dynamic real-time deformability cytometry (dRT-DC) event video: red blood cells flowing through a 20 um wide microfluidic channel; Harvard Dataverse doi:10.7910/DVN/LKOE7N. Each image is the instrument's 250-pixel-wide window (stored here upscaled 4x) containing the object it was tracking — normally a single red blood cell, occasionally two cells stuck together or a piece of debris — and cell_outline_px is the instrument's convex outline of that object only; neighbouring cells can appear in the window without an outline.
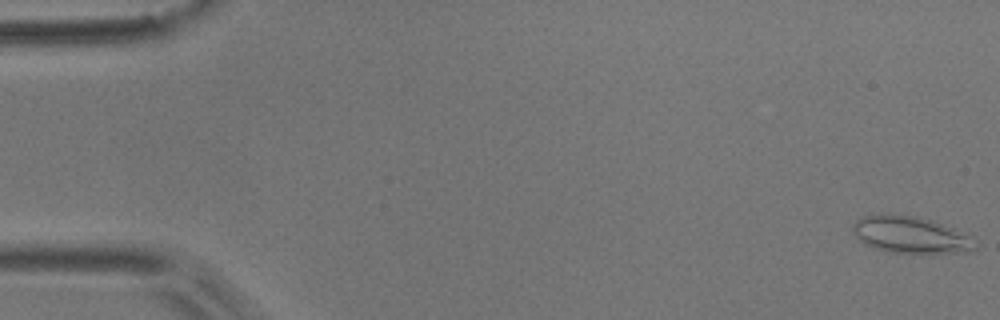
{"species": "common noctule bat (a hibernating species)", "species_latin": "Nyctalus noctula", "temperature_condition": "room temperature", "stored_images_in_passage": 55, "camera_frame_rate_fps": 3000, "um_per_image_px": 0.085, "animal": {"sex": "male", "body_mass_g": 17.9}, "frame": {"image": 1, "passage_image": 1, "time_ms": 0.0, "image_size_px": [1000, 320], "cell_outline_px": [[980, 244], [972, 252], [892, 252], [876, 248], [864, 244], [856, 236], [852, 228], [852, 224], [860, 216], [916, 216], [932, 220], [952, 228], [976, 240]], "centroid_in_image_um": [77.44, 19.98], "position_along_channel_um": 7.6, "area_um2": 25.55}}
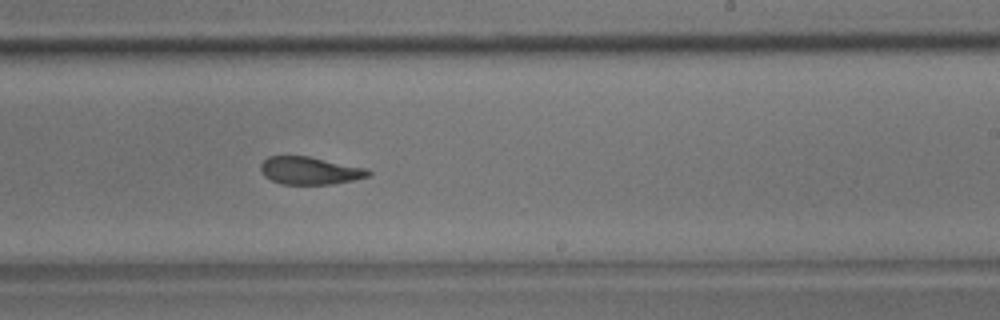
{"frame": {"image": 2, "passage_image": 33, "time_ms": 10.667, "image_size_px": [1000, 320], "cell_outline_px": [[372, 176], [332, 184], [280, 184], [264, 176], [260, 172], [260, 164], [268, 156], [308, 156], [368, 168], [372, 172]], "centroid_in_image_um": [26.35, 14.5], "position_along_channel_um": 262.6, "area_um2": 17.51}}
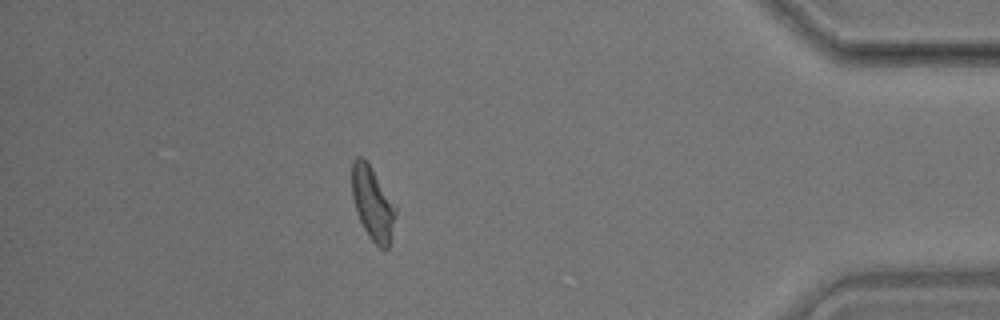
{"frame": {"image": 3, "passage_image": 48, "time_ms": 15.667, "image_size_px": [1000, 320], "cell_outline_px": [[396, 216], [388, 248], [380, 248], [368, 236], [360, 220], [352, 196], [352, 164], [356, 156], [360, 156], [372, 168], [396, 208]], "centroid_in_image_um": [31.67, 17.3], "position_along_channel_um": 403.5, "area_um2": 18.15}, "authors_computed_cell_mechanics": {"area_um2": 18.6694, "velocity_mm_per_s": 3.6932, "shape_relaxation_time_tau1_ms": 7.3972, "shape_relaxation_time_tau2_ms": 2.5387, "deformation_change_tau1": 0.179, "deformation_change_tau2": 0.1087}}